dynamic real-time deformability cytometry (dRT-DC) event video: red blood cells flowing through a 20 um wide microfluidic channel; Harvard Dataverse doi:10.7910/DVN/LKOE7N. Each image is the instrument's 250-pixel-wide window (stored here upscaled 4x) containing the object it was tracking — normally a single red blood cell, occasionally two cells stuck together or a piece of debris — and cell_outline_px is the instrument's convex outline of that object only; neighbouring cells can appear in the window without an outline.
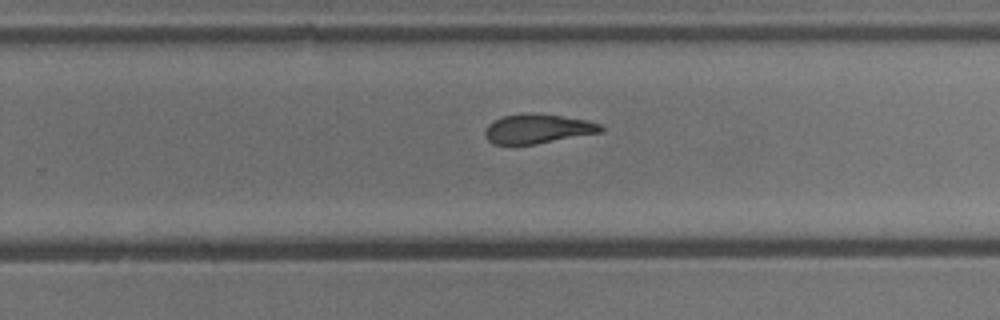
{"species": "common noctule bat (a hibernating species)", "species_latin": "Nyctalus noctula", "temperature_condition": "cold", "stored_images_in_passage": 9, "camera_frame_rate_fps": 3000, "um_per_image_px": 0.085, "animal": {"sex": "male", "body_mass_g": 13.3}, "frame": {"image": 1, "passage_image": 9, "time_ms": 2.667, "image_size_px": [1000, 320], "cell_outline_px": [[604, 128], [600, 132], [536, 144], [492, 144], [484, 136], [484, 132], [488, 124], [504, 116], [528, 112], [560, 116], [584, 120], [600, 124]], "centroid_in_image_um": [45.65, 10.95], "position_along_channel_um": 284.1, "area_um2": 19.54}}